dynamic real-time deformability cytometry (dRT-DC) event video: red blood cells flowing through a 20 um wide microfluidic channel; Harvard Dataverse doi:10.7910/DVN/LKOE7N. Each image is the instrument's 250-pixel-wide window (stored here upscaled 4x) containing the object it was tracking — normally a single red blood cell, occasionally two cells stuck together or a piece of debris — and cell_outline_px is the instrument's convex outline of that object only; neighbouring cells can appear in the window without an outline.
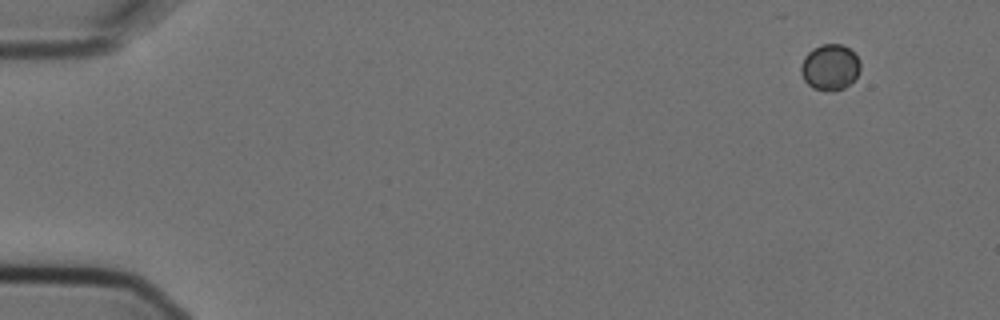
{"species": "Egyptian fruit bat (a non-hibernating species)", "species_latin": "Rousettus aegyptiacus", "temperature_condition": "cold", "stored_images_in_passage": 6, "camera_frame_rate_fps": 3000, "um_per_image_px": 0.085, "animal": {"sex": "female"}, "frame": {"image": 1, "passage_image": 1, "time_ms": 0.0, "image_size_px": [1000, 320], "cell_outline_px": [[860, 68], [856, 76], [844, 88], [832, 92], [828, 92], [812, 88], [804, 80], [800, 72], [800, 68], [804, 56], [812, 48], [820, 44], [840, 44], [848, 48], [856, 56], [860, 64]], "centroid_in_image_um": [70.51, 5.72], "position_along_channel_um": 14.5, "area_um2": 15.9}}
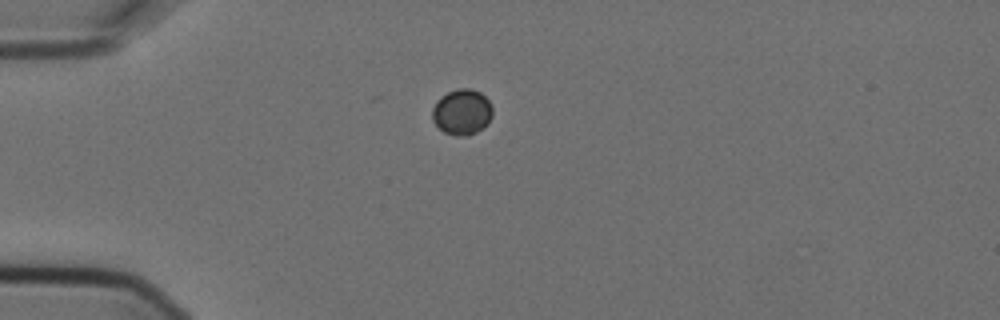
{"frame": {"image": 2, "passage_image": 4, "time_ms": 1.0, "image_size_px": [1000, 320], "cell_outline_px": [[492, 116], [488, 124], [484, 128], [468, 136], [456, 136], [444, 132], [432, 120], [432, 108], [436, 100], [440, 96], [456, 88], [468, 88], [480, 92], [492, 104]], "centroid_in_image_um": [39.27, 9.52], "position_along_channel_um": 45.7, "area_um2": 16.3}}
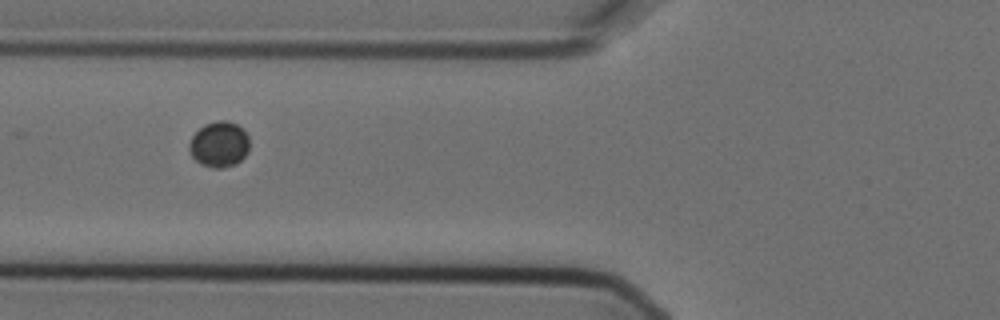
{"frame": {"image": 3, "passage_image": 6, "time_ms": 1.667, "image_size_px": [1000, 320], "cell_outline_px": [[248, 152], [236, 164], [224, 168], [212, 168], [200, 164], [192, 156], [188, 148], [188, 144], [192, 136], [204, 124], [216, 120], [228, 120], [244, 128], [248, 136]], "centroid_in_image_um": [18.63, 12.26], "position_along_channel_um": 107.2, "area_um2": 16.24}}